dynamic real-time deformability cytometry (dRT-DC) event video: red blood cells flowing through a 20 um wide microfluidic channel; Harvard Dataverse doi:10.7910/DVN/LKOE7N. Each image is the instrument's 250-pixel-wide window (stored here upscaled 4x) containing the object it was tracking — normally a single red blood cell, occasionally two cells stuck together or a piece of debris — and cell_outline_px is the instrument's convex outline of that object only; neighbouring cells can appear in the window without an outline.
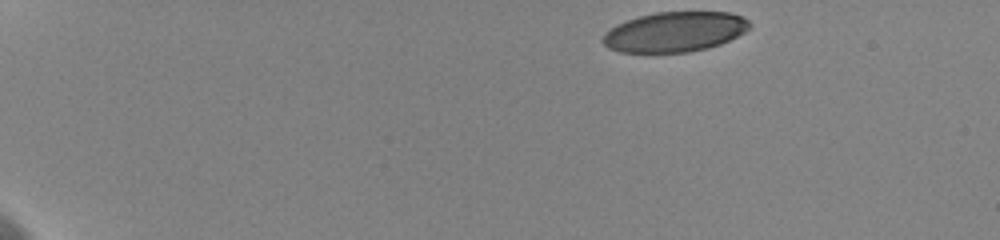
{"species": "human", "species_latin": "Homo sapiens", "temperature_condition": "cold", "stored_images_in_passage": 43, "camera_frame_rate_fps": 3000, "um_per_image_px": 0.085, "donor": {"sex": "female"}, "frame": {"image": 1, "passage_image": 1, "time_ms": 0.0, "image_size_px": [1000, 240], "cell_outline_px": [[752, 24], [744, 32], [720, 44], [708, 48], [688, 52], [620, 52], [608, 48], [604, 44], [604, 32], [616, 24], [640, 16], [656, 12], [728, 12], [744, 16]], "centroid_in_image_um": [57.36, 2.7], "position_along_channel_um": 27.6, "area_um2": 34.1}}
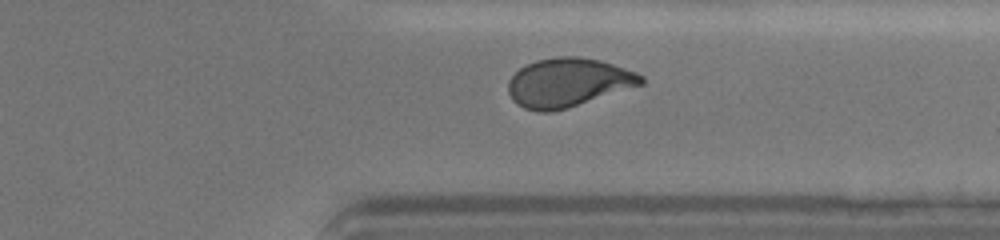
{"frame": {"image": 2, "passage_image": 39, "time_ms": 12.667, "image_size_px": [1000, 240], "cell_outline_px": [[644, 84], [568, 108], [552, 112], [540, 112], [524, 108], [516, 104], [512, 100], [508, 92], [508, 80], [520, 68], [536, 60], [556, 56], [580, 56], [600, 60], [636, 72], [644, 76]], "centroid_in_image_um": [48.28, 7.02], "position_along_channel_um": 363.1, "area_um2": 37.97}}
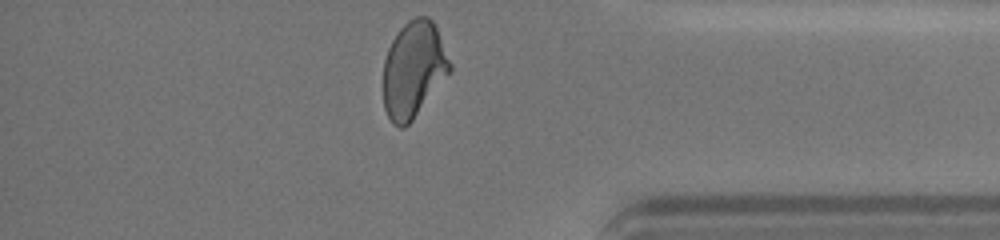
{"frame": {"image": 3, "passage_image": 43, "time_ms": 14.0, "image_size_px": [1000, 240], "cell_outline_px": [[452, 72], [412, 120], [404, 128], [400, 128], [392, 124], [384, 108], [384, 60], [388, 48], [396, 32], [408, 20], [416, 16], [428, 16], [436, 24], [452, 64]], "centroid_in_image_um": [35.18, 5.89], "position_along_channel_um": 400.0, "area_um2": 37.8}, "authors_computed_cell_mechanics": {"area_um2": 37.8012, "velocity_mm_per_s": 3.6024, "shape_relaxation_time_tau1_ms": 9.203, "shape_relaxation_time_tau2_ms": 1.5867, "deformation_change_tau1": 0.2179, "deformation_change_tau2": 0.0714}}